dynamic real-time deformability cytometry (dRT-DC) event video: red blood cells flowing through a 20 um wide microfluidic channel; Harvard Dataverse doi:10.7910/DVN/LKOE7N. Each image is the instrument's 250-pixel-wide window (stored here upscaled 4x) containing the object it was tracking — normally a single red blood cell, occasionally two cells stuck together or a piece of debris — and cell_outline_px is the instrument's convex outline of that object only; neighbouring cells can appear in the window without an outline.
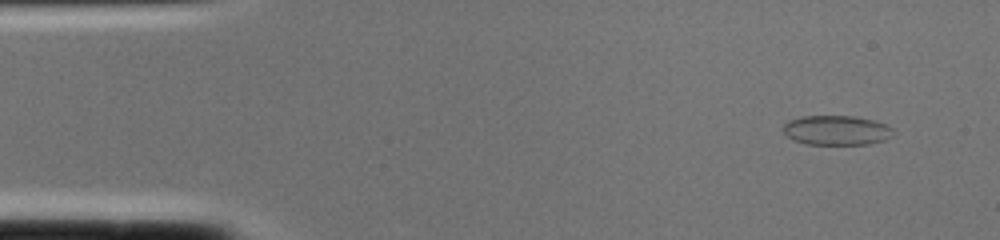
{"species": "common noctule bat (a hibernating species)", "species_latin": "Nyctalus noctula", "temperature_condition": "cold", "stored_images_in_passage": 2, "camera_frame_rate_fps": 3000, "um_per_image_px": 0.085, "animal": {"sex": "female", "body_mass_g": 22.0, "forearm_length_mm": 56.7}, "frame": {"image": 1, "passage_image": 1, "time_ms": 0.0, "image_size_px": [1000, 240], "cell_outline_px": [[896, 132], [892, 136], [884, 140], [868, 144], [804, 144], [788, 136], [780, 128], [788, 120], [800, 116], [852, 116], [872, 120], [884, 124], [892, 128]], "centroid_in_image_um": [71.09, 11.07], "position_along_channel_um": 13.9, "area_um2": 19.02}}
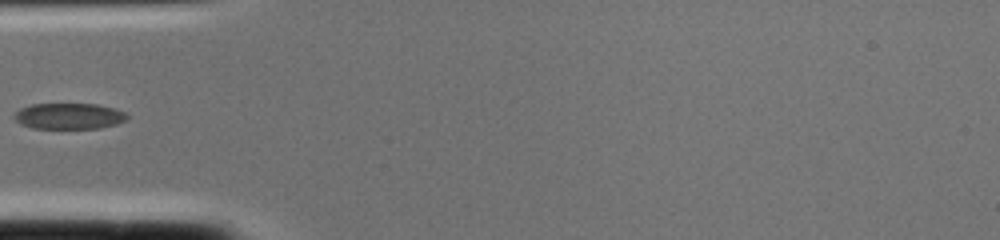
{"frame": {"image": 2, "passage_image": 2, "time_ms": 0.333, "image_size_px": [1000, 240], "cell_outline_px": [[128, 120], [116, 124], [100, 128], [32, 128], [20, 124], [12, 116], [20, 108], [32, 104], [96, 104], [116, 108], [124, 112], [128, 116]], "centroid_in_image_um": [5.87, 9.87], "position_along_channel_um": 79.1, "area_um2": 17.17}}